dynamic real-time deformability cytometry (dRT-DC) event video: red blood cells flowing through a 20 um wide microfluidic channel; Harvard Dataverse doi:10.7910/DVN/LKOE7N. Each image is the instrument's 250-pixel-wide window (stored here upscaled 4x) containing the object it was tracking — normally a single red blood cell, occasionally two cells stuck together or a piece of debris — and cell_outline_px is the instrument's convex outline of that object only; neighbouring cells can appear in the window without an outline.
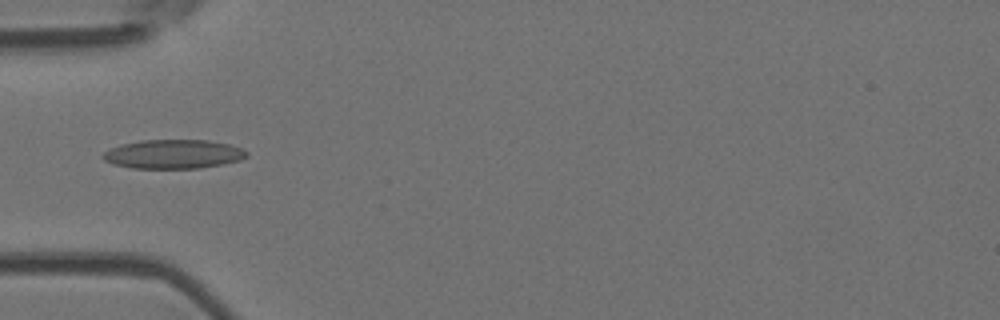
{"species": "Egyptian fruit bat (a non-hibernating species)", "species_latin": "Rousettus aegyptiacus", "temperature_condition": "room temperature", "stored_images_in_passage": 5, "camera_frame_rate_fps": 3000, "um_per_image_px": 0.085, "animal": {"sex": "female"}, "frame": {"image": 1, "passage_image": 4, "time_ms": 4.333, "image_size_px": [1000, 320], "cell_outline_px": [[248, 156], [240, 160], [224, 164], [200, 168], [132, 168], [112, 164], [104, 160], [100, 156], [104, 152], [120, 144], [140, 140], [208, 140], [228, 144], [240, 148], [248, 152]], "centroid_in_image_um": [14.72, 13.1], "position_along_channel_um": 70.3, "area_um2": 24.39}}
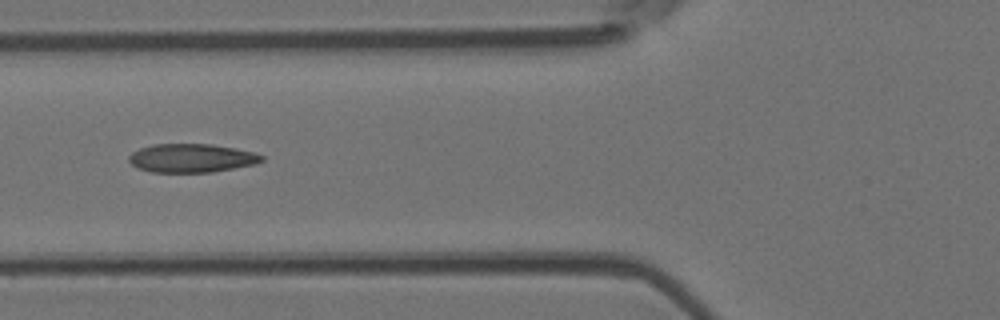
{"frame": {"image": 2, "passage_image": 5, "time_ms": 5.333, "image_size_px": [1000, 320], "cell_outline_px": [[264, 160], [256, 164], [212, 172], [152, 172], [136, 168], [128, 160], [128, 156], [132, 152], [140, 148], [152, 144], [212, 144], [256, 152], [264, 156]], "centroid_in_image_um": [16.29, 13.43], "position_along_channel_um": 109.5, "area_um2": 22.31}}